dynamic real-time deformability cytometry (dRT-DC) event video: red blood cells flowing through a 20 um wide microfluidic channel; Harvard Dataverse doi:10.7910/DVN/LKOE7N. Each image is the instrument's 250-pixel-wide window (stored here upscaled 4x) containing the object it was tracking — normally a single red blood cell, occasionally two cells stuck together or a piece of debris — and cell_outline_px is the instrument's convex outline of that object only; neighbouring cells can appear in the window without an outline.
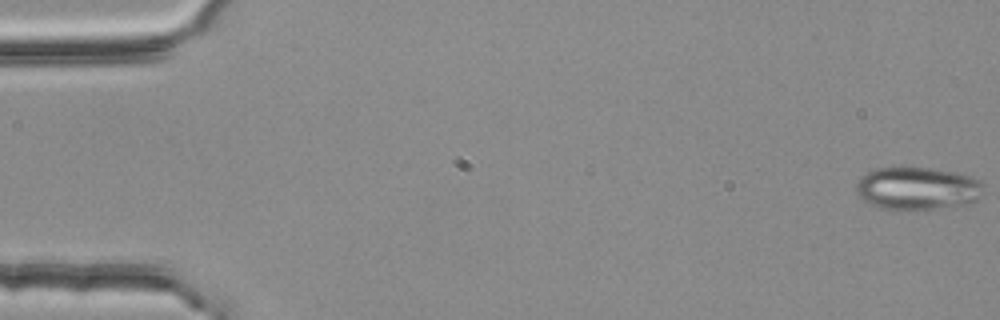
{"species": "common noctule bat (a hibernating species)", "species_latin": "Nyctalus noctula", "temperature_condition": "room temperature", "stored_images_in_passage": 5, "camera_frame_rate_fps": 3000, "um_per_image_px": 0.085, "animal": {"sex": "female", "body_mass_g": 25.1}, "frame": {"image": 1, "passage_image": 5, "time_ms": 1.333, "image_size_px": [1000, 320], "cell_outline_px": [[984, 192], [976, 200], [968, 204], [916, 212], [876, 208], [868, 204], [856, 192], [856, 184], [868, 172], [876, 168], [900, 164], [956, 172], [972, 176], [980, 180], [984, 184]], "centroid_in_image_um": [77.99, 16.02], "position_along_channel_um": 7.0, "area_um2": 33.23}}